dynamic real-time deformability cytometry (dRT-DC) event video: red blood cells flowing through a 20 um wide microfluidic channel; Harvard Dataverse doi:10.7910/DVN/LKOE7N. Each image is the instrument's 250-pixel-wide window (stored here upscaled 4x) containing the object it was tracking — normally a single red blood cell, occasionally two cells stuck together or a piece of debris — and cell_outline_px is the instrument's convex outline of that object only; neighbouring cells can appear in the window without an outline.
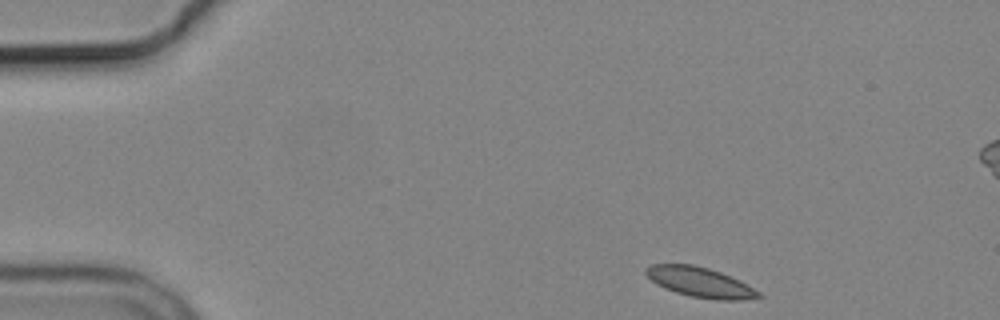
{"species": "common noctule bat (a hibernating species)", "species_latin": "Nyctalus noctula", "temperature_condition": "cold", "stored_images_in_passage": 4, "camera_frame_rate_fps": 3000, "um_per_image_px": 0.085, "animal": {"sex": "male", "body_mass_g": 19.2, "forearm_length_mm": 51.8}, "frame": {"image": 1, "passage_image": 1, "time_ms": 0.0, "image_size_px": [1000, 320], "cell_outline_px": [[764, 296], [744, 300], [720, 300], [692, 296], [676, 292], [664, 288], [656, 284], [644, 272], [644, 268], [652, 264], [692, 264], [708, 268], [720, 272], [740, 280], [760, 292]], "centroid_in_image_um": [59.51, 23.98], "position_along_channel_um": 25.5, "area_um2": 19.59}}